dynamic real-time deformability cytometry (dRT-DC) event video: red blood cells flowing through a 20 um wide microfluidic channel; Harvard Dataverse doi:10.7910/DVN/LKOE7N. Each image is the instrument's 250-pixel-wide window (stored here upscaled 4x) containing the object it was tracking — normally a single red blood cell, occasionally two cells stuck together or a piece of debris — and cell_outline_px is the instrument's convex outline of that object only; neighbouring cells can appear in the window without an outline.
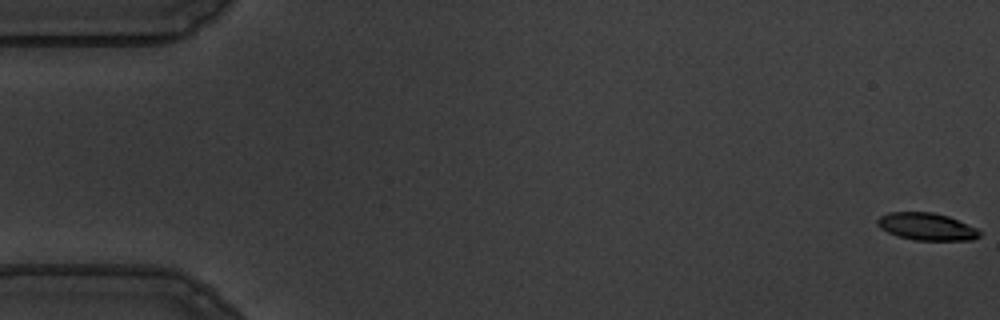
{"species": "common noctule bat (a hibernating species)", "species_latin": "Nyctalus noctula", "temperature_condition": "warm", "stored_images_in_passage": 57, "camera_frame_rate_fps": 3000, "um_per_image_px": 0.085, "animal": {"sex": "male", "body_mass_g": 19.5, "forearm_length_mm": 54.6}, "frame": {"image": 1, "passage_image": 1, "time_ms": 0.0, "image_size_px": [1000, 320], "cell_outline_px": [[984, 232], [980, 236], [972, 240], [916, 240], [896, 236], [880, 228], [876, 224], [876, 220], [880, 216], [888, 212], [932, 212], [948, 216], [976, 228]], "centroid_in_image_um": [78.76, 19.26], "position_along_channel_um": 6.2, "area_um2": 16.36}}
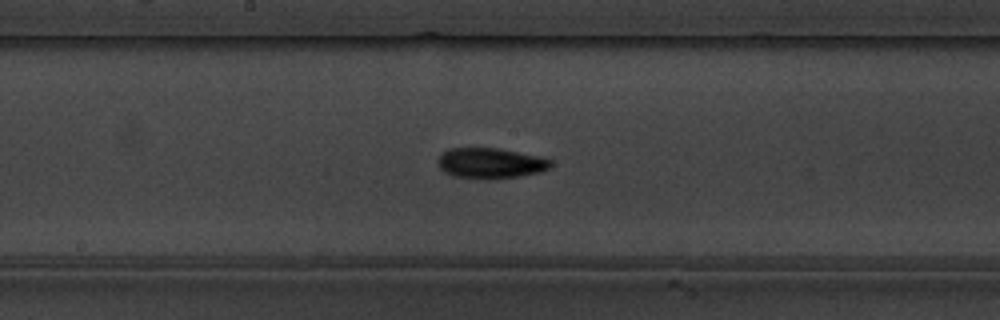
{"frame": {"image": 2, "passage_image": 30, "time_ms": 9.667, "image_size_px": [1000, 320], "cell_outline_px": [[552, 164], [548, 168], [540, 172], [520, 176], [488, 180], [484, 180], [452, 176], [444, 172], [440, 168], [436, 160], [448, 148], [500, 148], [540, 156], [552, 160]], "centroid_in_image_um": [41.68, 13.88], "position_along_channel_um": 206.5, "area_um2": 20.4}}
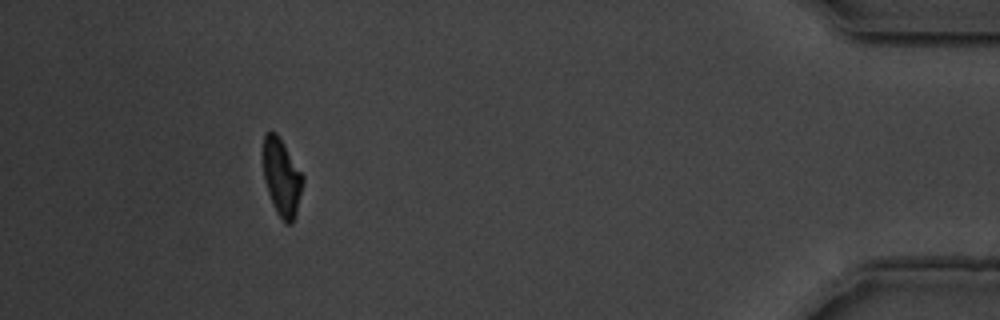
{"frame": {"image": 3, "passage_image": 52, "time_ms": 17.0, "image_size_px": [1000, 320], "cell_outline_px": [[304, 180], [296, 216], [292, 224], [284, 224], [276, 212], [272, 204], [264, 180], [264, 132], [276, 132], [304, 176]], "centroid_in_image_um": [23.96, 15.14], "position_along_channel_um": 411.2, "area_um2": 17.86}, "authors_computed_cell_mechanics": {"area_um2": 18.496, "velocity_mm_per_s": 3.6138, "shape_relaxation_time_tau1_ms": 3.2933, "shape_relaxation_time_tau2_ms": null, "deformation_change_tau1": 0.1671, "deformation_change_tau2": null}}